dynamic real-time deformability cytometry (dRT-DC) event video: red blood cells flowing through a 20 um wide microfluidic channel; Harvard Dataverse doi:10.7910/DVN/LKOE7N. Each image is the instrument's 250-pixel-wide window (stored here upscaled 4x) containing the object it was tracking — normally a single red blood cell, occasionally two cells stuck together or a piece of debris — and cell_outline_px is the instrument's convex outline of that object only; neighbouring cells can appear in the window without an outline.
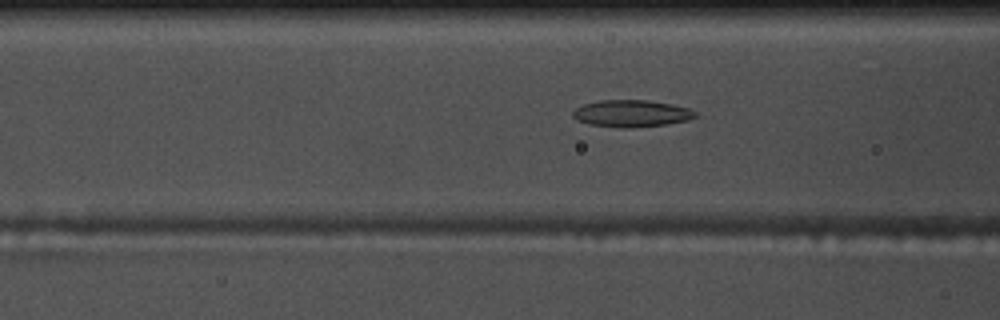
{"species": "common noctule bat (a hibernating species)", "species_latin": "Nyctalus noctula", "temperature_condition": "warm", "stored_images_in_passage": 56, "camera_frame_rate_fps": 3000, "um_per_image_px": 0.085, "animal": {"sex": "male", "body_mass_g": 17.5, "forearm_length_mm": 52.3}, "frame": {"image": 1, "passage_image": 22, "time_ms": 7.0, "image_size_px": [1000, 320], "cell_outline_px": [[696, 116], [688, 120], [664, 124], [632, 128], [620, 128], [588, 124], [572, 116], [572, 112], [576, 108], [584, 104], [600, 100], [648, 100], [672, 104], [688, 108], [696, 112]], "centroid_in_image_um": [53.67, 9.64], "position_along_channel_um": 112.9, "area_um2": 19.13}}
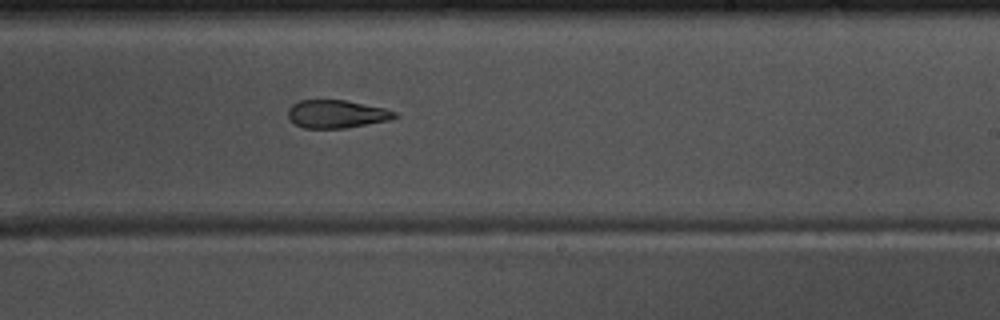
{"frame": {"image": 2, "passage_image": 34, "time_ms": 11.0, "image_size_px": [1000, 320], "cell_outline_px": [[396, 116], [388, 120], [344, 128], [304, 128], [288, 120], [288, 108], [292, 104], [300, 100], [344, 100], [384, 108], [396, 112]], "centroid_in_image_um": [28.54, 9.69], "position_along_channel_um": 260.5, "area_um2": 17.22}}
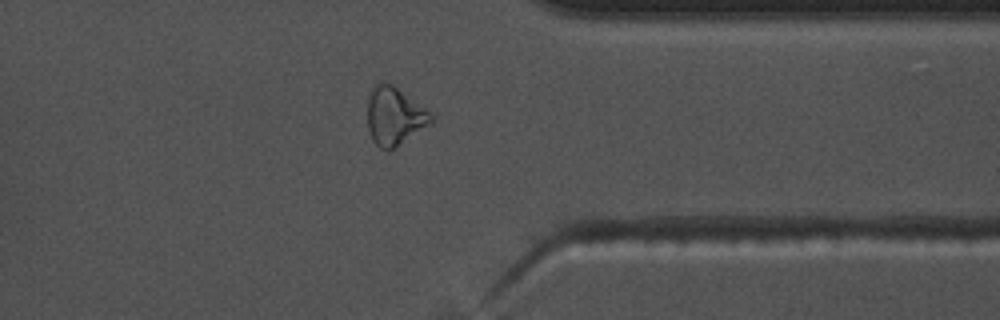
{"frame": {"image": 3, "passage_image": 44, "time_ms": 14.333, "image_size_px": [1000, 320], "cell_outline_px": [[432, 124], [392, 148], [380, 148], [372, 140], [368, 128], [368, 96], [372, 88], [380, 80], [384, 80], [392, 84], [428, 112], [432, 116]], "centroid_in_image_um": [33.48, 9.84], "position_along_channel_um": 377.9, "area_um2": 20.98}, "authors_computed_cell_mechanics": {"area_um2": 19.4786, "velocity_mm_per_s": 3.6962, "shape_relaxation_time_tau1_ms": null, "shape_relaxation_time_tau2_ms": 4.3725, "deformation_change_tau1": null, "deformation_change_tau2": 0.1347}}